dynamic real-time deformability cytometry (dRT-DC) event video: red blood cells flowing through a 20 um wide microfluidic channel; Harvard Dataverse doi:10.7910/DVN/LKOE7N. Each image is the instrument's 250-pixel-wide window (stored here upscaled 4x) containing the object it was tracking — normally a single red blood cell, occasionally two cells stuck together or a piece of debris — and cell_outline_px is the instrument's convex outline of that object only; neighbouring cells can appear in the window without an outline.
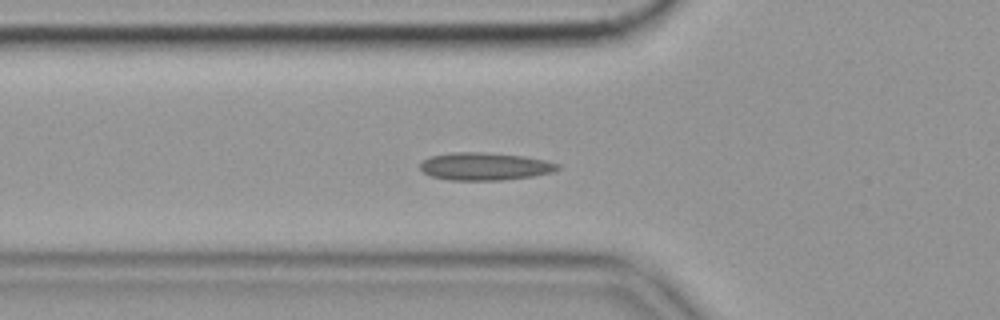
{"species": "common noctule bat (a hibernating species)", "species_latin": "Nyctalus noctula", "temperature_condition": "cold", "stored_images_in_passage": 44, "camera_frame_rate_fps": 3000, "um_per_image_px": 0.085, "animal": {"sex": "female", "body_mass_g": 19.9}, "frame": {"image": 1, "passage_image": 13, "time_ms": 4.0, "image_size_px": [1000, 320], "cell_outline_px": [[560, 168], [552, 172], [532, 176], [500, 180], [452, 180], [432, 176], [424, 172], [420, 168], [420, 164], [424, 160], [432, 156], [456, 152], [484, 152], [524, 156], [544, 160], [560, 164]], "centroid_in_image_um": [41.23, 14.14], "position_along_channel_um": 84.6, "area_um2": 21.91}, "authors_computed_cell_mechanics": {"area_um2": 20.6924, "velocity_mm_per_s": 3.5303, "shape_relaxation_time_tau1_ms": null, "shape_relaxation_time_tau2_ms": 2.7926, "deformation_change_tau1": null, "deformation_change_tau2": 0.1052}}